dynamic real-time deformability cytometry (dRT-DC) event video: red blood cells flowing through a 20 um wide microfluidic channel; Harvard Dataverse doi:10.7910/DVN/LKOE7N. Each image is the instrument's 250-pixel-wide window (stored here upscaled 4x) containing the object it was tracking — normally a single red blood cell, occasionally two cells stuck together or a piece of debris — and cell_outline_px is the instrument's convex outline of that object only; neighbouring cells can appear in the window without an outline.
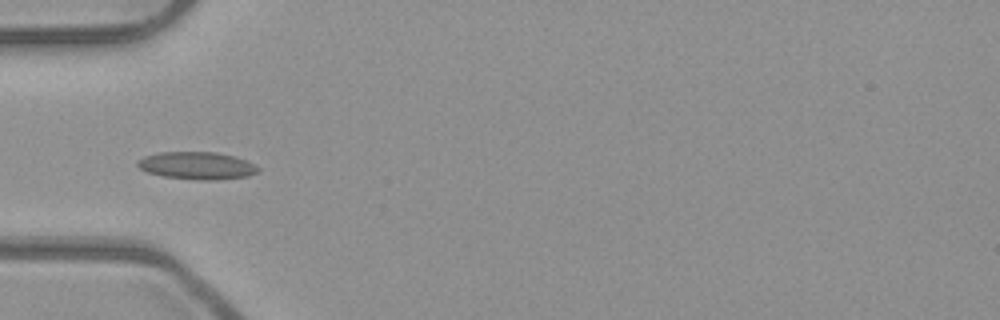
{"species": "common noctule bat (a hibernating species)", "species_latin": "Nyctalus noctula", "temperature_condition": "room temperature", "stored_images_in_passage": 5, "camera_frame_rate_fps": 3000, "um_per_image_px": 0.085, "animal": {"sex": "male", "body_mass_g": 23.1, "forearm_length_mm": 52.7}, "frame": {"image": 1, "passage_image": 5, "time_ms": 1.333, "image_size_px": [1000, 320], "cell_outline_px": [[260, 172], [248, 176], [212, 180], [196, 180], [164, 176], [148, 172], [140, 168], [136, 164], [136, 160], [144, 156], [160, 152], [216, 152], [236, 156], [260, 168]], "centroid_in_image_um": [16.74, 14.07], "position_along_channel_um": 68.3, "area_um2": 19.31}}